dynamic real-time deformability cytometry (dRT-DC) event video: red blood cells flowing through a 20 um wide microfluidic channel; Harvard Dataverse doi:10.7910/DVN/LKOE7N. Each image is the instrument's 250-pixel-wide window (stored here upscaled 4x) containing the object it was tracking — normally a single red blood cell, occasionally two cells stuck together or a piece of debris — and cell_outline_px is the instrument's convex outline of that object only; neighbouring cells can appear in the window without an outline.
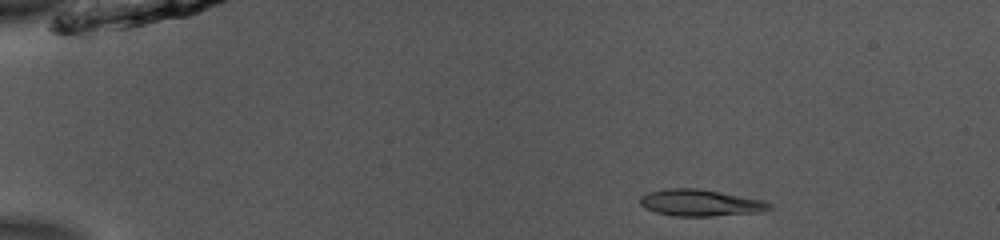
{"species": "common noctule bat (a hibernating species)", "species_latin": "Nyctalus noctula", "temperature_condition": "room temperature", "stored_images_in_passage": 45, "camera_frame_rate_fps": 3000, "um_per_image_px": 0.085, "animal": {"sex": "male", "body_mass_g": 13.0, "forearm_length_mm": 53.1}, "frame": {"image": 1, "passage_image": 1, "time_ms": 0.0, "image_size_px": [1000, 240], "cell_outline_px": [[772, 208], [764, 212], [712, 216], [672, 216], [656, 212], [644, 208], [640, 204], [640, 196], [648, 192], [668, 188], [696, 188], [720, 192], [764, 200], [772, 204]], "centroid_in_image_um": [59.55, 17.24], "position_along_channel_um": 25.5, "area_um2": 20.23}}
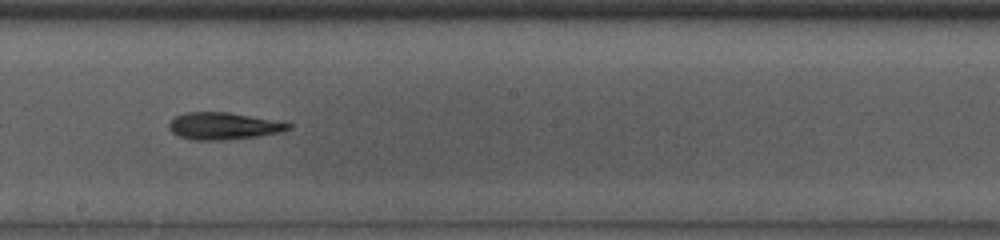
{"frame": {"image": 2, "passage_image": 23, "time_ms": 7.333, "image_size_px": [1000, 240], "cell_outline_px": [[292, 128], [280, 132], [260, 136], [224, 140], [196, 140], [180, 136], [172, 132], [168, 128], [168, 124], [176, 116], [188, 112], [228, 112], [288, 120], [292, 124]], "centroid_in_image_um": [19.13, 10.69], "position_along_channel_um": 229.1, "area_um2": 19.31}}
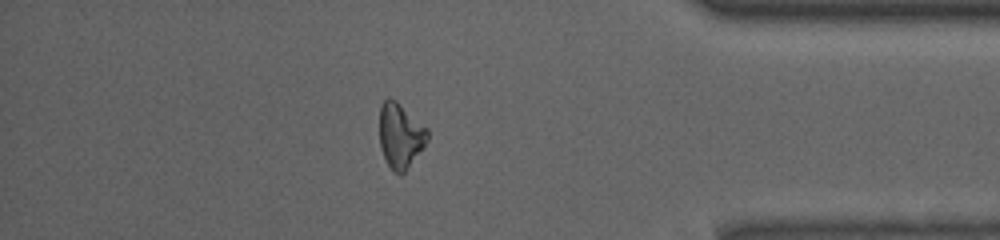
{"frame": {"image": 3, "passage_image": 38, "time_ms": 12.333, "image_size_px": [1000, 240], "cell_outline_px": [[428, 140], [404, 172], [400, 176], [392, 172], [380, 148], [380, 108], [384, 100], [388, 96], [396, 100], [428, 128]], "centroid_in_image_um": [34.02, 11.52], "position_along_channel_um": 401.2, "area_um2": 18.15}, "authors_computed_cell_mechanics": {"area_um2": 18.6694, "velocity_mm_per_s": 3.9064, "shape_relaxation_time_tau1_ms": 3.3099, "shape_relaxation_time_tau2_ms": 4.0823, "deformation_change_tau1": 0.1311, "deformation_change_tau2": 0.1205}}